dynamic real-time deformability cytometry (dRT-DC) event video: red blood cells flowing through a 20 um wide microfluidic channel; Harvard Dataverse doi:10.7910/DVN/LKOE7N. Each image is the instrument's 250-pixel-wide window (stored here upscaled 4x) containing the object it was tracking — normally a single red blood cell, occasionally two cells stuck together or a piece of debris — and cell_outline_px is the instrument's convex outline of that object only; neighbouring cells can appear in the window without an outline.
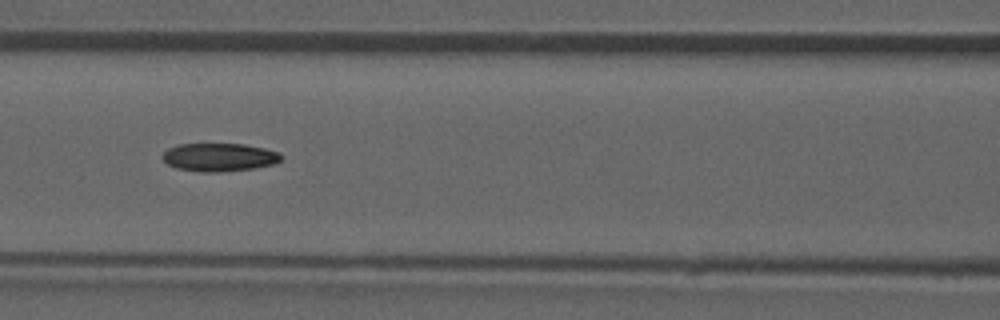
{"species": "common noctule bat (a hibernating species)", "species_latin": "Nyctalus noctula", "temperature_condition": "room temperature", "stored_images_in_passage": 53, "camera_frame_rate_fps": 3000, "um_per_image_px": 0.085, "animal": {"sex": "male", "forearm_length_mm": 52.5}, "frame": {"image": 1, "passage_image": 23, "time_ms": 7.333, "image_size_px": [1000, 320], "cell_outline_px": [[284, 156], [276, 164], [256, 168], [220, 172], [200, 172], [176, 168], [168, 164], [160, 156], [168, 148], [180, 144], [244, 144], [264, 148], [280, 152]], "centroid_in_image_um": [18.67, 13.37], "position_along_channel_um": 147.9, "area_um2": 19.71}, "authors_computed_cell_mechanics": {"area_um2": 19.8254, "velocity_mm_per_s": 3.9453, "shape_relaxation_time_tau1_ms": null, "shape_relaxation_time_tau2_ms": 5.2301, "deformation_change_tau1": null, "deformation_change_tau2": 0.1163}}